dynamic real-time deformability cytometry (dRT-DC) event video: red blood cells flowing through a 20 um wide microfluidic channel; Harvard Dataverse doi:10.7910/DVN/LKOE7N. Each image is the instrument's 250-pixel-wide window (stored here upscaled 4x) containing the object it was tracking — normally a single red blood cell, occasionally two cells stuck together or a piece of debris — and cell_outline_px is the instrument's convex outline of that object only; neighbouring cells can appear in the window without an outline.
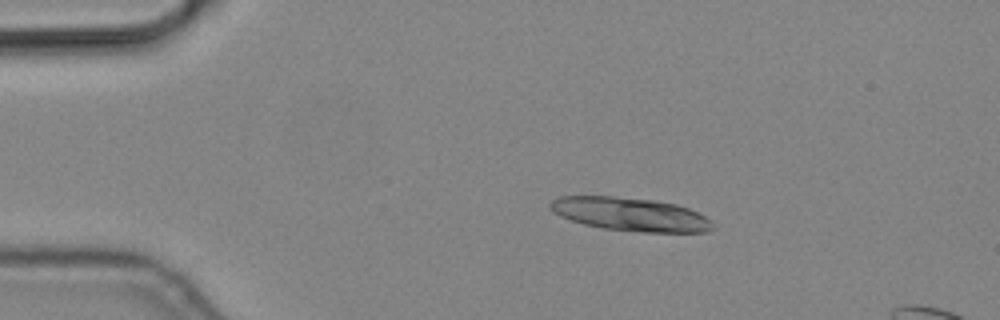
{"species": "common noctule bat (a hibernating species)", "species_latin": "Nyctalus noctula", "temperature_condition": "cold", "stored_images_in_passage": 5, "camera_frame_rate_fps": 3000, "um_per_image_px": 0.085, "animal": {"sex": "male", "body_mass_g": 19.2, "forearm_length_mm": 51.8}, "frame": {"image": 1, "passage_image": 3, "time_ms": 0.667, "image_size_px": [1000, 320], "cell_outline_px": [[712, 228], [708, 232], [640, 232], [604, 228], [584, 224], [560, 216], [552, 212], [548, 204], [552, 200], [560, 196], [612, 196], [656, 200], [676, 204], [688, 208], [704, 216], [712, 224]], "centroid_in_image_um": [53.54, 18.2], "position_along_channel_um": 31.5, "area_um2": 31.5}}